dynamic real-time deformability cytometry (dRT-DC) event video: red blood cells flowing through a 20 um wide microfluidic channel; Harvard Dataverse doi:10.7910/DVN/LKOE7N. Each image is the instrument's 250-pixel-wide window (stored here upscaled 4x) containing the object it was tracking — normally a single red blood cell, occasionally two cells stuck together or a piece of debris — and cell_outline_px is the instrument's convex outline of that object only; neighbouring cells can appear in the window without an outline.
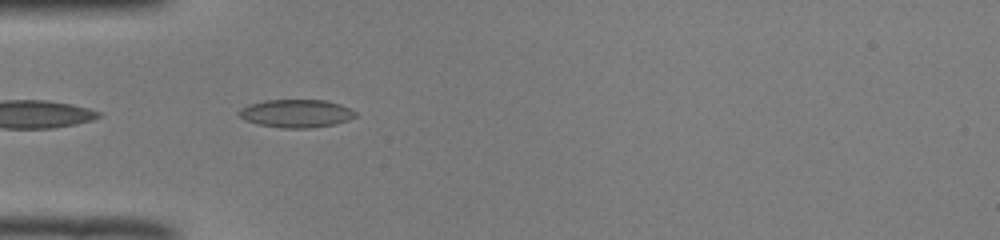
{"species": "common noctule bat (a hibernating species)", "species_latin": "Nyctalus noctula", "temperature_condition": "room temperature", "stored_images_in_passage": 36, "camera_frame_rate_fps": 3000, "um_per_image_px": 0.085, "animal": {"sex": "male", "body_mass_g": 19.0, "forearm_length_mm": 50.8}, "frame": {"image": 1, "passage_image": 2, "time_ms": 0.333, "image_size_px": [1000, 240], "cell_outline_px": [[356, 116], [348, 120], [336, 124], [308, 128], [284, 128], [260, 124], [244, 120], [236, 112], [240, 108], [248, 104], [264, 100], [324, 100], [340, 104], [352, 108], [356, 112]], "centroid_in_image_um": [25.18, 9.63], "position_along_channel_um": 59.8, "area_um2": 19.13}}
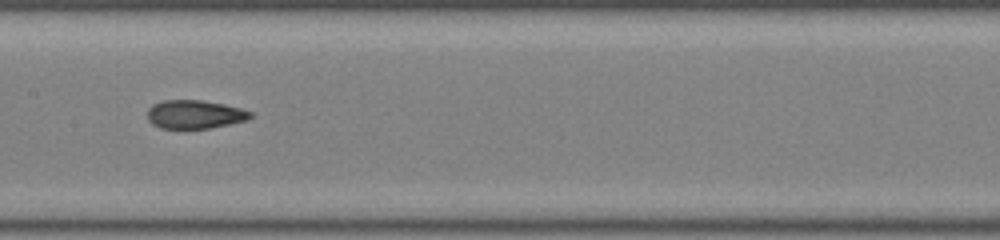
{"frame": {"image": 2, "passage_image": 12, "time_ms": 3.667, "image_size_px": [1000, 240], "cell_outline_px": [[252, 116], [244, 120], [228, 124], [208, 128], [160, 128], [152, 124], [148, 120], [148, 108], [152, 104], [160, 100], [200, 100], [224, 104], [240, 108], [252, 112]], "centroid_in_image_um": [16.5, 9.71], "position_along_channel_um": 190.9, "area_um2": 16.99}}
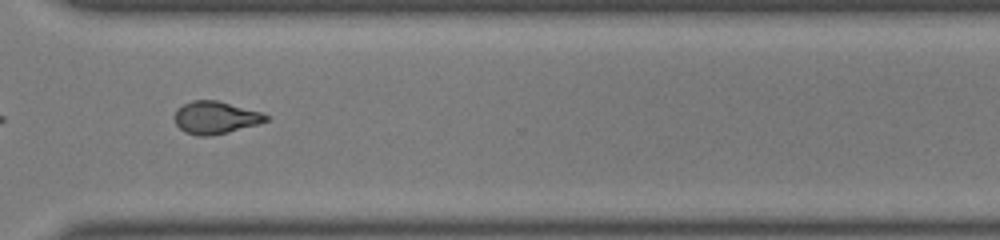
{"frame": {"image": 3, "passage_image": 24, "time_ms": 7.667, "image_size_px": [1000, 240], "cell_outline_px": [[268, 120], [256, 124], [212, 136], [196, 136], [184, 132], [176, 124], [172, 116], [176, 108], [192, 100], [216, 100], [260, 112], [268, 116]], "centroid_in_image_um": [18.22, 10.0], "position_along_channel_um": 352.4, "area_um2": 17.22}, "authors_computed_cell_mechanics": {"area_um2": 17.4267, "velocity_mm_per_s": 4.0222, "shape_relaxation_time_tau1_ms": null, "shape_relaxation_time_tau2_ms": 1.444, "deformation_change_tau1": null, "deformation_change_tau2": 0.0697}}